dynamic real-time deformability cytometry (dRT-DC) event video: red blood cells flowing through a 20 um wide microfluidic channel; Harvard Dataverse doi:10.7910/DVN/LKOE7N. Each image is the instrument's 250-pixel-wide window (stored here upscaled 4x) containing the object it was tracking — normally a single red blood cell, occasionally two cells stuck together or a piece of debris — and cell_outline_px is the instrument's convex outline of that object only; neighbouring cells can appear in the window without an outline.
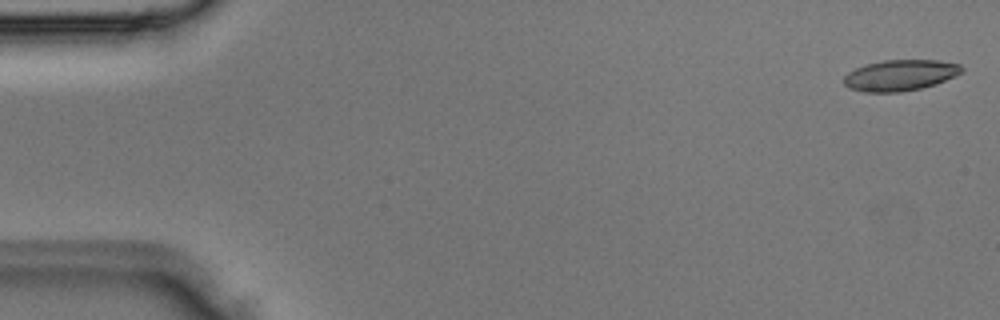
{"species": "Egyptian fruit bat (a non-hibernating species)", "species_latin": "Rousettus aegyptiacus", "temperature_condition": "room temperature", "stored_images_in_passage": 4, "camera_frame_rate_fps": 3000, "um_per_image_px": 0.085, "animal": {"sex": "male"}, "frame": {"image": 1, "passage_image": 1, "time_ms": 0.0, "image_size_px": [1000, 320], "cell_outline_px": [[964, 72], [956, 76], [936, 84], [920, 88], [900, 92], [864, 92], [852, 88], [844, 84], [844, 76], [848, 72], [864, 64], [884, 60], [940, 60], [960, 64], [964, 68]], "centroid_in_image_um": [76.56, 6.38], "position_along_channel_um": 8.4, "area_um2": 21.39}}
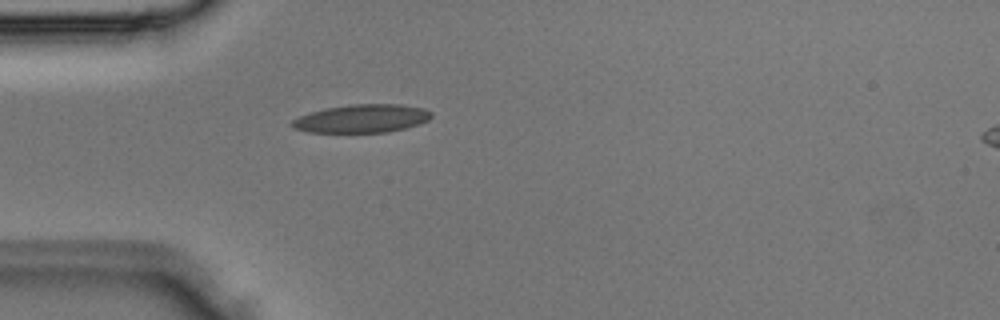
{"frame": {"image": 2, "passage_image": 4, "time_ms": 1.0, "image_size_px": [1000, 320], "cell_outline_px": [[432, 116], [428, 120], [404, 128], [388, 132], [308, 132], [292, 128], [288, 124], [292, 120], [300, 116], [324, 108], [352, 104], [400, 104], [424, 108], [432, 112]], "centroid_in_image_um": [30.73, 10.07], "position_along_channel_um": 54.3, "area_um2": 22.89}}